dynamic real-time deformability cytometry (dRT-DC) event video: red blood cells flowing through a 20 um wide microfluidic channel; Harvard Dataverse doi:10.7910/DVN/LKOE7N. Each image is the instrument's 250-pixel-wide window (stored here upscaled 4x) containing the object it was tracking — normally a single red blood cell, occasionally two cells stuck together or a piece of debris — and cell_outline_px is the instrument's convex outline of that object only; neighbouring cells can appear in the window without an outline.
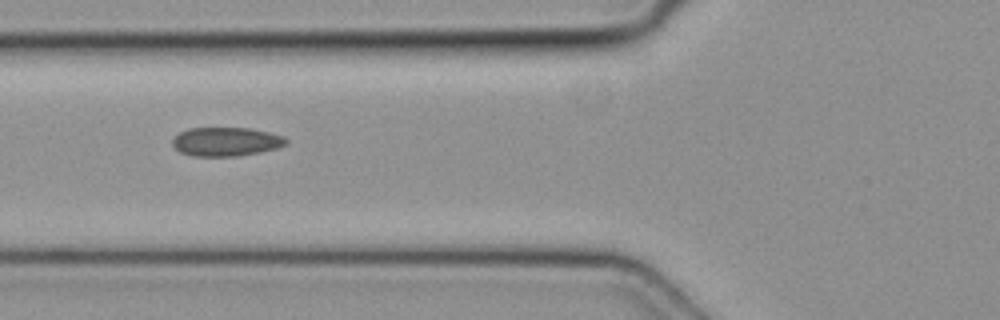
{"species": "common noctule bat (a hibernating species)", "species_latin": "Nyctalus noctula", "temperature_condition": "cold", "stored_images_in_passage": 3, "camera_frame_rate_fps": 3000, "um_per_image_px": 0.085, "animal": {"sex": "female", "body_mass_g": 19.3, "forearm_length_mm": 54.1}, "frame": {"image": 1, "passage_image": 3, "time_ms": 0.667, "image_size_px": [1000, 320], "cell_outline_px": [[288, 144], [276, 148], [260, 152], [236, 156], [192, 156], [180, 152], [172, 144], [172, 140], [180, 132], [188, 128], [248, 128], [268, 132], [284, 136], [288, 140]], "centroid_in_image_um": [19.22, 12.04], "position_along_channel_um": 106.6, "area_um2": 19.07}}